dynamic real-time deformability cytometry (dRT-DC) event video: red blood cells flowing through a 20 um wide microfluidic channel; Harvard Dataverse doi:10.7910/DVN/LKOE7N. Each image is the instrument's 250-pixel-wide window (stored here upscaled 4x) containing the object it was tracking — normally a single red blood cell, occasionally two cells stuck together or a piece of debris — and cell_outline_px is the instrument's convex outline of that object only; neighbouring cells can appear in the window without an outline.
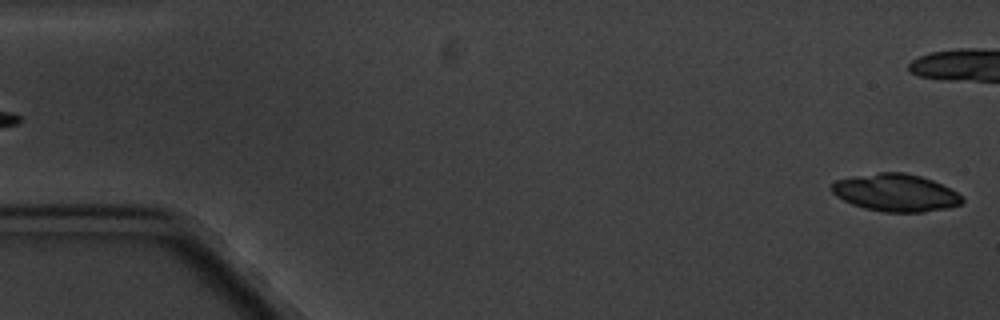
{"species": "common noctule bat (a hibernating species)", "species_latin": "Nyctalus noctula", "temperature_condition": "cold", "stored_images_in_passage": 5, "segment_of_instrument_passage": [2, 2], "camera_frame_rate_fps": 3000, "um_per_image_px": 0.085, "animal": {"sex": "male", "body_mass_g": 20.1, "forearm_length_mm": 53.5}, "frame": {"image": 1, "passage_image": 5, "time_ms": 4.667, "image_size_px": [1000, 320], "cell_outline_px": [[964, 204], [948, 208], [924, 212], [884, 212], [864, 208], [852, 204], [836, 196], [828, 188], [836, 180], [852, 176], [880, 172], [904, 172], [920, 176], [932, 180], [964, 196]], "centroid_in_image_um": [76.13, 16.38], "position_along_channel_um": 8.9, "area_um2": 28.67}}